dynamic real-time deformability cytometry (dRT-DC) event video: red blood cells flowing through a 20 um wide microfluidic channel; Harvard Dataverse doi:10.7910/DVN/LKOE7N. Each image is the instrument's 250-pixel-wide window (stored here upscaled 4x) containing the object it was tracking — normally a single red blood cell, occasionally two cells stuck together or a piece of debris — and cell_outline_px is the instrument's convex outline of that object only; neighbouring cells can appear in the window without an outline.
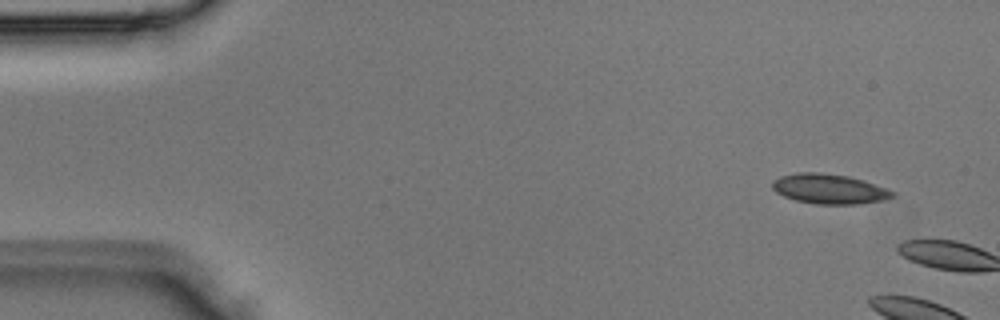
{"species": "Egyptian fruit bat (a non-hibernating species)", "species_latin": "Rousettus aegyptiacus", "temperature_condition": "room temperature", "stored_images_in_passage": 4, "camera_frame_rate_fps": 3000, "um_per_image_px": 0.085, "animal": {"sex": "male"}, "frame": {"image": 1, "passage_image": 1, "time_ms": 0.0, "image_size_px": [1000, 320], "cell_outline_px": [[896, 192], [892, 196], [884, 200], [856, 204], [816, 204], [796, 200], [784, 196], [776, 192], [772, 188], [772, 180], [780, 176], [796, 172], [820, 172], [848, 176], [864, 180]], "centroid_in_image_um": [70.45, 16.05], "position_along_channel_um": 14.5, "area_um2": 20.92}}